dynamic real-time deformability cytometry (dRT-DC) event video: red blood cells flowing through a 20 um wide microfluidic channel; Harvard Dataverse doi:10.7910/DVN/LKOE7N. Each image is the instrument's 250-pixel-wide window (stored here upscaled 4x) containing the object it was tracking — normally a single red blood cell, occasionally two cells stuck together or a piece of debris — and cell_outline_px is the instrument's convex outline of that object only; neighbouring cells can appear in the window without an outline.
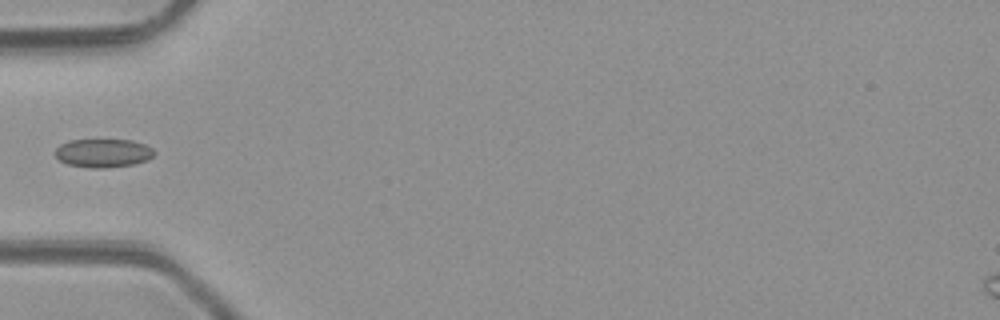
{"species": "common noctule bat (a hibernating species)", "species_latin": "Nyctalus noctula", "temperature_condition": "room temperature", "stored_images_in_passage": 5, "camera_frame_rate_fps": 3000, "um_per_image_px": 0.085, "animal": {"sex": "male", "body_mass_g": 23.1, "forearm_length_mm": 52.7}, "frame": {"image": 1, "passage_image": 5, "time_ms": 4.667, "image_size_px": [1000, 320], "cell_outline_px": [[156, 152], [148, 160], [132, 164], [104, 168], [92, 168], [68, 164], [60, 160], [56, 156], [56, 148], [60, 144], [68, 140], [132, 140], [144, 144], [152, 148]], "centroid_in_image_um": [8.77, 13.0], "position_along_channel_um": 76.2, "area_um2": 16.36}}